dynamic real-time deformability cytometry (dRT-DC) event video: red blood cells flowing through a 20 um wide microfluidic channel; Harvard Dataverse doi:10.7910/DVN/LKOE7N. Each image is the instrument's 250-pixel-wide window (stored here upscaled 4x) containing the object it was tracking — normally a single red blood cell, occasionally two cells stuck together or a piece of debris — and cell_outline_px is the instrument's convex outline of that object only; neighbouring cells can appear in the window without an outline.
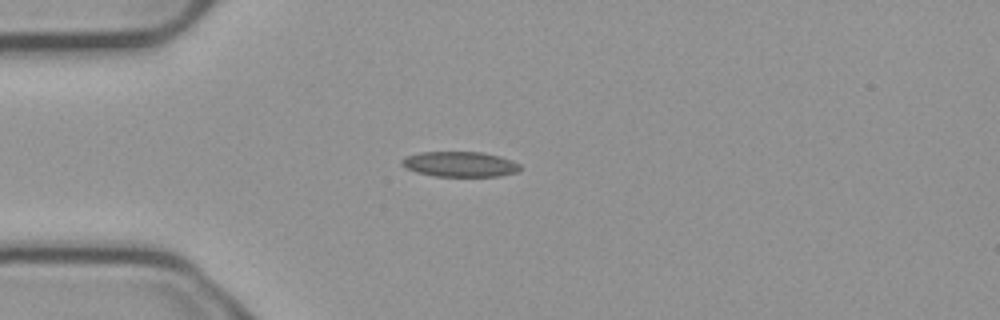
{"species": "common noctule bat (a hibernating species)", "species_latin": "Nyctalus noctula", "temperature_condition": "cold", "stored_images_in_passage": 5, "camera_frame_rate_fps": 3000, "um_per_image_px": 0.085, "animal": {"sex": "male", "body_mass_g": 23.1, "forearm_length_mm": 52.7}, "frame": {"image": 1, "passage_image": 3, "time_ms": 0.667, "image_size_px": [1000, 320], "cell_outline_px": [[520, 168], [516, 172], [500, 176], [436, 176], [416, 172], [404, 168], [400, 164], [400, 160], [404, 156], [420, 152], [480, 152], [512, 160], [520, 164]], "centroid_in_image_um": [39.02, 13.95], "position_along_channel_um": 46.0, "area_um2": 17.4}}
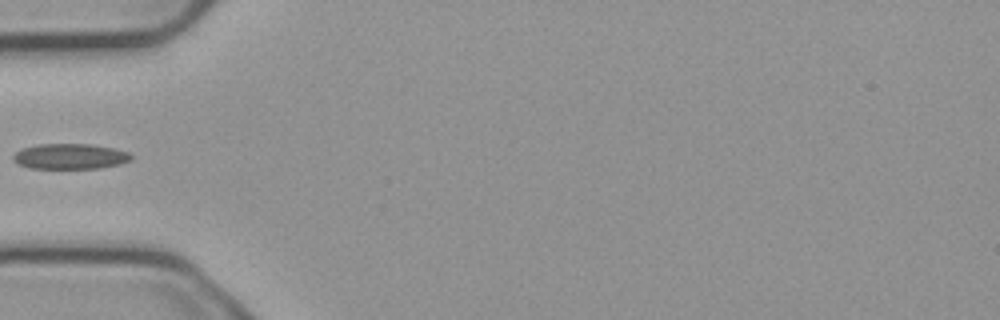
{"frame": {"image": 2, "passage_image": 4, "time_ms": 1.0, "image_size_px": [1000, 320], "cell_outline_px": [[132, 160], [120, 164], [100, 168], [28, 168], [16, 164], [12, 160], [12, 156], [16, 152], [24, 148], [40, 144], [92, 144], [112, 148], [128, 152], [132, 156]], "centroid_in_image_um": [5.94, 13.3], "position_along_channel_um": 79.1, "area_um2": 17.51}}
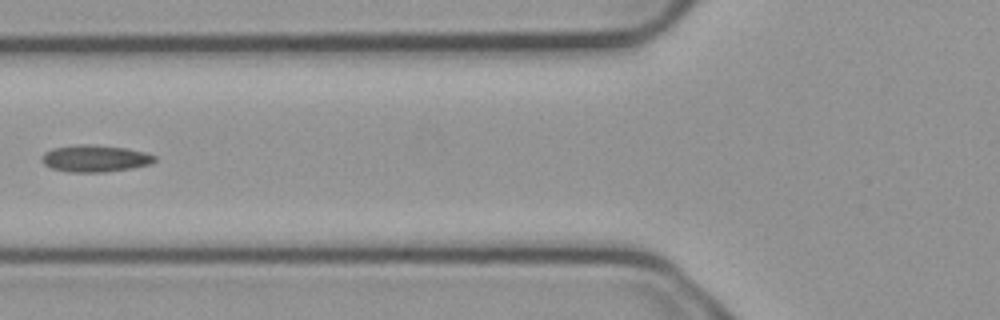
{"frame": {"image": 3, "passage_image": 5, "time_ms": 1.333, "image_size_px": [1000, 320], "cell_outline_px": [[156, 160], [152, 164], [132, 168], [108, 172], [68, 172], [52, 168], [44, 164], [44, 152], [52, 148], [80, 144], [92, 144], [124, 148], [144, 152], [156, 156]], "centroid_in_image_um": [8.12, 13.47], "position_along_channel_um": 117.7, "area_um2": 17.63}}